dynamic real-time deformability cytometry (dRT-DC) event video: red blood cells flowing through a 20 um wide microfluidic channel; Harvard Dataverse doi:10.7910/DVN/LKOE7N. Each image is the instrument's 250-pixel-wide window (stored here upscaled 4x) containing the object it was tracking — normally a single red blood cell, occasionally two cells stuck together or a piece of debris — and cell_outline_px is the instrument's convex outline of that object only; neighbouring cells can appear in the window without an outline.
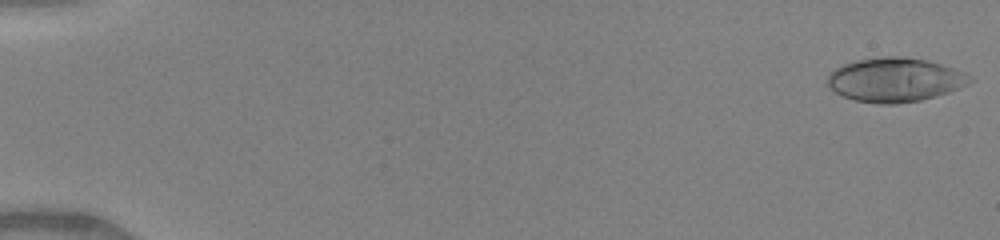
{"species": "human", "species_latin": "Homo sapiens", "temperature_condition": "warm", "stored_images_in_passage": 49, "camera_frame_rate_fps": 3000, "um_per_image_px": 0.085, "donor": {"sex": "female"}, "frame": {"image": 1, "passage_image": 1, "time_ms": 0.0, "image_size_px": [1000, 240], "cell_outline_px": [[972, 80], [968, 84], [948, 92], [920, 100], [896, 104], [880, 104], [856, 100], [844, 96], [836, 92], [828, 84], [828, 76], [836, 68], [844, 64], [856, 60], [884, 56], [904, 56], [924, 60], [940, 64], [968, 72], [972, 76]], "centroid_in_image_um": [76.11, 6.77], "position_along_channel_um": 8.9, "area_um2": 36.3}}
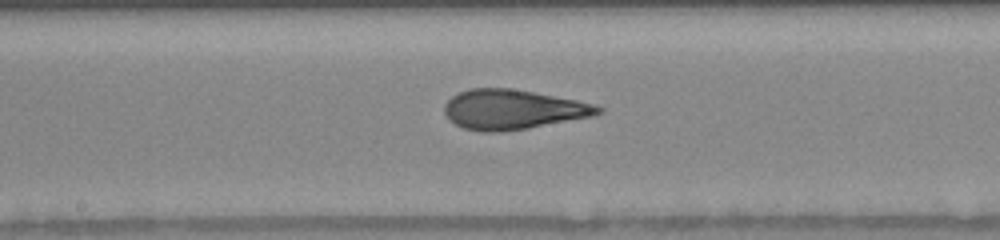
{"frame": {"image": 2, "passage_image": 27, "time_ms": 8.667, "image_size_px": [1000, 240], "cell_outline_px": [[604, 112], [592, 116], [528, 128], [500, 132], [480, 132], [464, 128], [448, 120], [444, 112], [444, 104], [452, 96], [468, 88], [512, 88], [576, 100], [592, 104], [604, 108]], "centroid_in_image_um": [43.56, 9.31], "position_along_channel_um": 204.6, "area_um2": 35.55}}
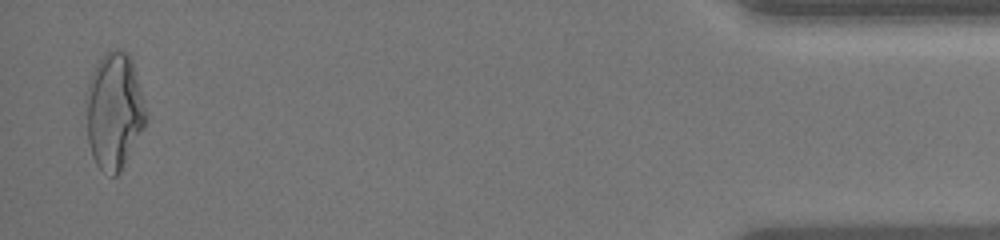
{"frame": {"image": 3, "passage_image": 48, "time_ms": 15.667, "image_size_px": [1000, 240], "cell_outline_px": [[144, 128], [120, 172], [116, 176], [112, 176], [100, 168], [96, 164], [92, 156], [88, 140], [84, 100], [88, 84], [92, 72], [100, 56], [104, 52], [120, 48], [128, 52], [132, 56], [144, 108]], "centroid_in_image_um": [9.66, 9.39], "position_along_channel_um": 425.5, "area_um2": 40.69}, "authors_computed_cell_mechanics": {"area_um2": 35.0268, "velocity_mm_per_s": 4.1815, "shape_relaxation_time_tau1_ms": 6.1246, "shape_relaxation_time_tau2_ms": 1.0877, "deformation_change_tau1": 0.2461, "deformation_change_tau2": 0.1027}}